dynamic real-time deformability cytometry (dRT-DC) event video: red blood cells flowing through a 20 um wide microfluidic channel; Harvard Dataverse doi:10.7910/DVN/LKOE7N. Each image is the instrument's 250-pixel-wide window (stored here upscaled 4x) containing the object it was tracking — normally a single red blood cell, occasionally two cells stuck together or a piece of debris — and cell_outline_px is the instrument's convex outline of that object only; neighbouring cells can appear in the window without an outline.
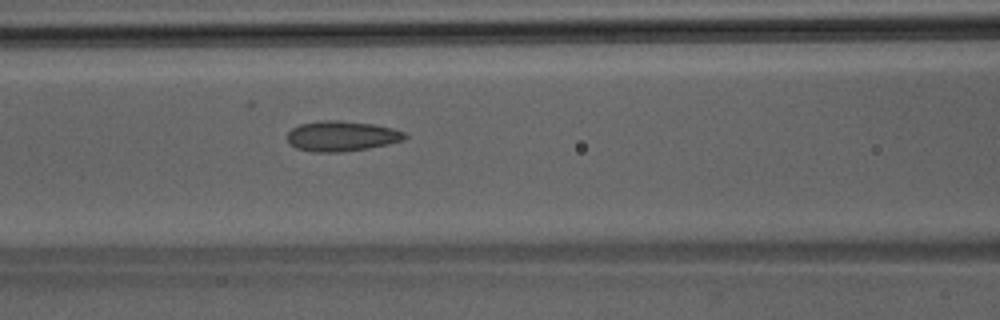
{"species": "Egyptian fruit bat (a non-hibernating species)", "species_latin": "Rousettus aegyptiacus", "temperature_condition": "room temperature", "stored_images_in_passage": 33, "camera_frame_rate_fps": 3000, "um_per_image_px": 0.085, "animal": {"sex": "male"}, "frame": {"image": 1, "passage_image": 10, "time_ms": 3.0, "image_size_px": [1000, 320], "cell_outline_px": [[408, 136], [404, 140], [388, 144], [368, 148], [340, 152], [316, 152], [296, 148], [288, 144], [288, 132], [292, 128], [300, 124], [316, 120], [340, 120], [372, 124], [392, 128], [404, 132]], "centroid_in_image_um": [29.02, 11.56], "position_along_channel_um": 137.6, "area_um2": 20.81}}
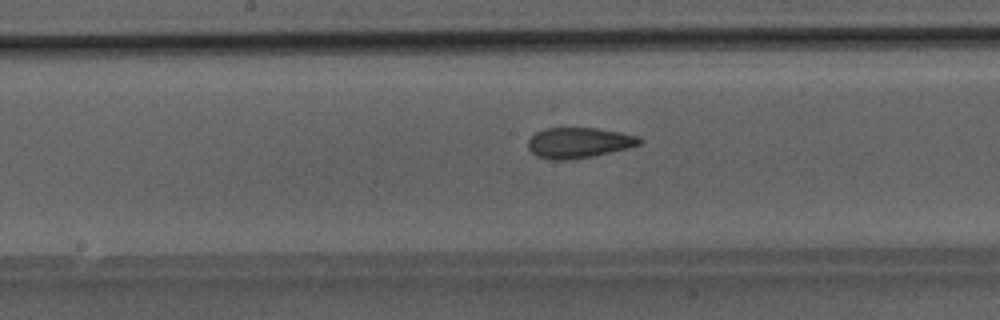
{"frame": {"image": 2, "passage_image": 14, "time_ms": 4.333, "image_size_px": [1000, 320], "cell_outline_px": [[644, 140], [640, 144], [628, 148], [592, 156], [564, 160], [552, 160], [536, 156], [528, 148], [528, 140], [536, 132], [544, 128], [596, 128], [620, 132], [636, 136]], "centroid_in_image_um": [49.18, 12.13], "position_along_channel_um": 199.0, "area_um2": 19.71}}
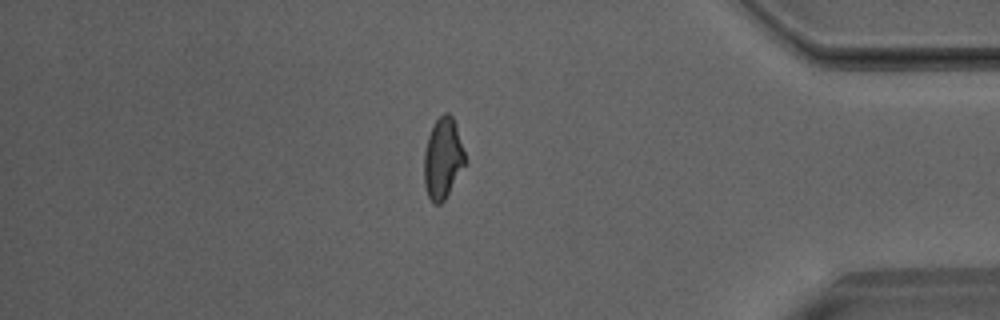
{"frame": {"image": 3, "passage_image": 29, "time_ms": 9.333, "image_size_px": [1000, 320], "cell_outline_px": [[468, 160], [444, 200], [440, 204], [432, 204], [428, 196], [424, 184], [424, 152], [428, 136], [436, 120], [444, 112], [448, 112], [452, 116]], "centroid_in_image_um": [37.64, 13.48], "position_along_channel_um": 397.6, "area_um2": 19.36}}